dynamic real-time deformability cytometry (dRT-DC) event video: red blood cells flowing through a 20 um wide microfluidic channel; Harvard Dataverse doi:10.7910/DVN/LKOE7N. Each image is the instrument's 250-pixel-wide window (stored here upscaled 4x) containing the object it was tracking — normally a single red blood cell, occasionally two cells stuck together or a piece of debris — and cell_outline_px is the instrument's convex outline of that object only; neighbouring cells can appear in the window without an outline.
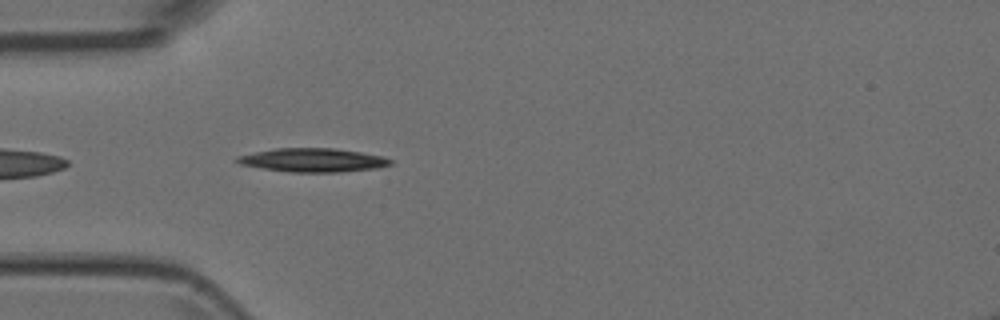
{"species": "Egyptian fruit bat (a non-hibernating species)", "species_latin": "Rousettus aegyptiacus", "temperature_condition": "room temperature", "stored_images_in_passage": 38, "camera_frame_rate_fps": 3000, "um_per_image_px": 0.085, "animal": {"sex": "female"}, "frame": {"image": 1, "passage_image": 2, "time_ms": 0.333, "image_size_px": [1000, 320], "cell_outline_px": [[392, 164], [376, 168], [340, 172], [288, 172], [240, 164], [232, 160], [236, 156], [276, 148], [336, 148], [384, 156], [392, 160]], "centroid_in_image_um": [26.59, 13.6], "position_along_channel_um": 58.4, "area_um2": 21.15}}
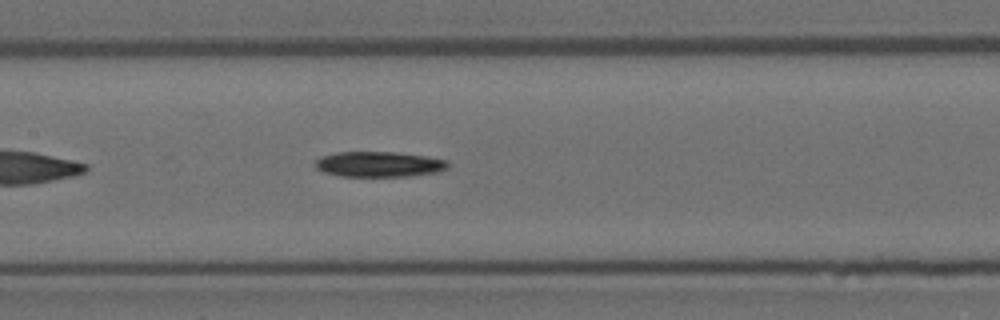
{"frame": {"image": 2, "passage_image": 11, "time_ms": 3.333, "image_size_px": [1000, 320], "cell_outline_px": [[448, 168], [440, 172], [412, 176], [340, 176], [324, 172], [316, 168], [312, 164], [320, 156], [336, 152], [396, 152], [428, 156], [448, 160]], "centroid_in_image_um": [32.23, 13.96], "position_along_channel_um": 175.2, "area_um2": 19.94}}
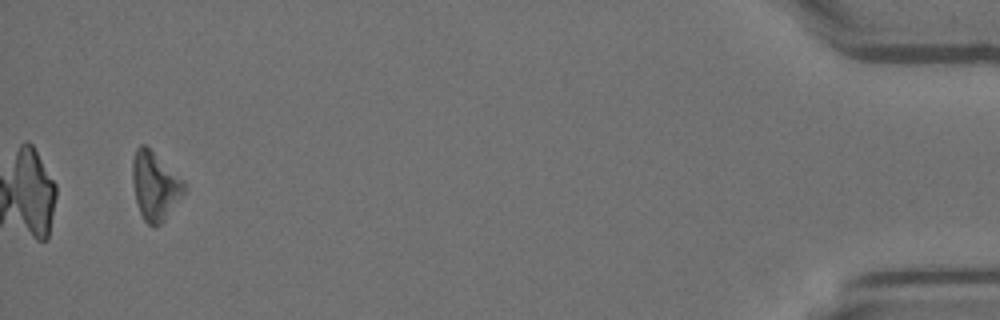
{"frame": {"image": 3, "passage_image": 36, "time_ms": 11.667, "image_size_px": [1000, 320], "cell_outline_px": [[184, 192], [164, 220], [160, 224], [148, 224], [144, 220], [140, 212], [136, 200], [132, 180], [132, 160], [136, 148], [140, 144], [144, 144], [184, 184]], "centroid_in_image_um": [13.1, 15.81], "position_along_channel_um": 422.1, "area_um2": 19.48}}